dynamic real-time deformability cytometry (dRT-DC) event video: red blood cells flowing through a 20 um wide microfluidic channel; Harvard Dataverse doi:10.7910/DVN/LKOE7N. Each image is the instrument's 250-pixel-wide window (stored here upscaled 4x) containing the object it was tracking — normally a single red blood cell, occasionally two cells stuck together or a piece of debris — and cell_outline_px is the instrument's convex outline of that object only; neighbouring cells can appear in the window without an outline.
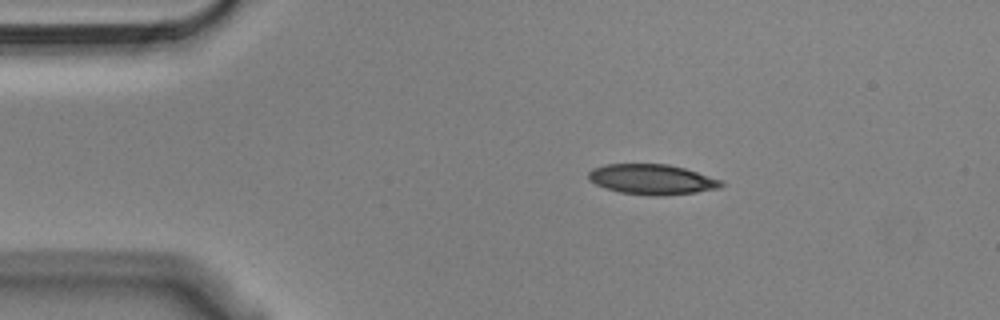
{"species": "Egyptian fruit bat (a non-hibernating species)", "species_latin": "Rousettus aegyptiacus", "temperature_condition": "cold", "stored_images_in_passage": 46, "camera_frame_rate_fps": 3000, "um_per_image_px": 0.085, "animal": {"sex": "male"}, "frame": {"image": 1, "passage_image": 1, "time_ms": 0.0, "image_size_px": [1000, 320], "cell_outline_px": [[724, 184], [720, 188], [696, 192], [664, 196], [656, 196], [620, 192], [604, 188], [588, 180], [588, 172], [592, 168], [604, 164], [668, 164], [684, 168], [724, 180]], "centroid_in_image_um": [55.42, 15.24], "position_along_channel_um": 29.6, "area_um2": 23.58}}
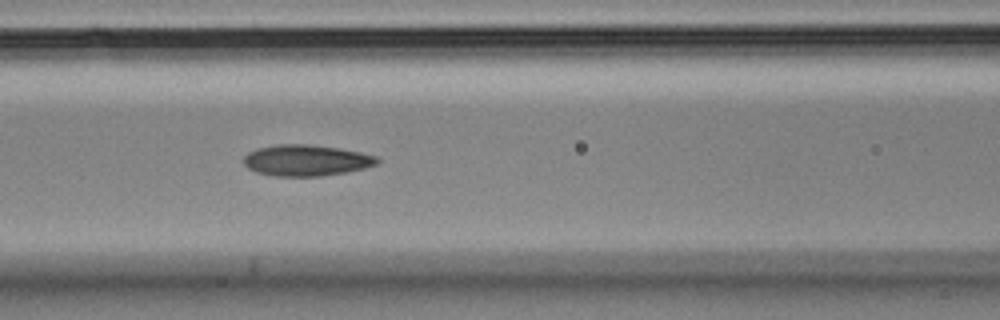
{"frame": {"image": 2, "passage_image": 14, "time_ms": 4.333, "image_size_px": [1000, 320], "cell_outline_px": [[380, 160], [376, 164], [364, 168], [348, 172], [320, 176], [276, 176], [256, 172], [248, 168], [244, 164], [244, 156], [248, 152], [256, 148], [280, 144], [312, 144], [360, 152], [376, 156]], "centroid_in_image_um": [26.01, 13.63], "position_along_channel_um": 140.6, "area_um2": 24.22}}
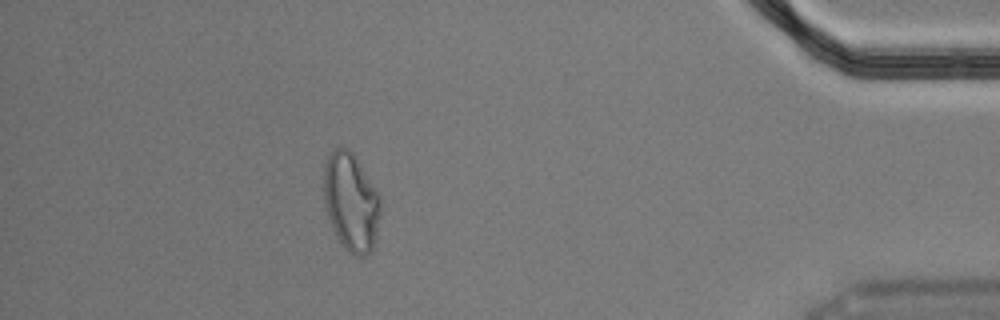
{"frame": {"image": 3, "passage_image": 40, "time_ms": 13.0, "image_size_px": [1000, 320], "cell_outline_px": [[380, 216], [376, 236], [372, 248], [364, 256], [356, 256], [348, 252], [344, 248], [328, 216], [324, 204], [324, 168], [328, 156], [332, 148], [348, 148], [352, 152], [380, 196]], "centroid_in_image_um": [29.84, 17.16], "position_along_channel_um": 405.4, "area_um2": 31.96}, "authors_computed_cell_mechanics": {"area_um2": 24.1604, "velocity_mm_per_s": 3.6304, "shape_relaxation_time_tau1_ms": 7.7716, "shape_relaxation_time_tau2_ms": 3.7935, "deformation_change_tau1": 0.1771, "deformation_change_tau2": 0.1125}}